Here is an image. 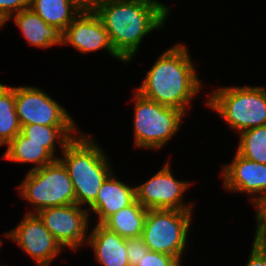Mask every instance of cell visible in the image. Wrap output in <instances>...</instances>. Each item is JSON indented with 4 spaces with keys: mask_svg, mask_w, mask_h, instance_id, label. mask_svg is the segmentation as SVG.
<instances>
[{
    "mask_svg": "<svg viewBox=\"0 0 266 266\" xmlns=\"http://www.w3.org/2000/svg\"><path fill=\"white\" fill-rule=\"evenodd\" d=\"M188 50L186 44L176 43L164 51L136 91L149 100L186 114L203 83Z\"/></svg>",
    "mask_w": 266,
    "mask_h": 266,
    "instance_id": "6da1fadb",
    "label": "cell"
},
{
    "mask_svg": "<svg viewBox=\"0 0 266 266\" xmlns=\"http://www.w3.org/2000/svg\"><path fill=\"white\" fill-rule=\"evenodd\" d=\"M94 12L101 19L114 51L132 62L145 36L164 28L169 13L154 0H106Z\"/></svg>",
    "mask_w": 266,
    "mask_h": 266,
    "instance_id": "7a4b0ae2",
    "label": "cell"
},
{
    "mask_svg": "<svg viewBox=\"0 0 266 266\" xmlns=\"http://www.w3.org/2000/svg\"><path fill=\"white\" fill-rule=\"evenodd\" d=\"M104 151L92 135L82 131L60 153L80 207L89 208L95 202L104 180L114 172Z\"/></svg>",
    "mask_w": 266,
    "mask_h": 266,
    "instance_id": "3957f363",
    "label": "cell"
},
{
    "mask_svg": "<svg viewBox=\"0 0 266 266\" xmlns=\"http://www.w3.org/2000/svg\"><path fill=\"white\" fill-rule=\"evenodd\" d=\"M205 105L237 133L266 125V88L263 86L218 87L210 93Z\"/></svg>",
    "mask_w": 266,
    "mask_h": 266,
    "instance_id": "277c9868",
    "label": "cell"
},
{
    "mask_svg": "<svg viewBox=\"0 0 266 266\" xmlns=\"http://www.w3.org/2000/svg\"><path fill=\"white\" fill-rule=\"evenodd\" d=\"M134 102V147L158 150L176 136L186 116L184 112L149 100L136 90Z\"/></svg>",
    "mask_w": 266,
    "mask_h": 266,
    "instance_id": "5b68a950",
    "label": "cell"
},
{
    "mask_svg": "<svg viewBox=\"0 0 266 266\" xmlns=\"http://www.w3.org/2000/svg\"><path fill=\"white\" fill-rule=\"evenodd\" d=\"M17 189L22 200L33 206V210L27 213H37L47 207L76 204L72 180L59 159L40 169L28 171Z\"/></svg>",
    "mask_w": 266,
    "mask_h": 266,
    "instance_id": "8992f818",
    "label": "cell"
},
{
    "mask_svg": "<svg viewBox=\"0 0 266 266\" xmlns=\"http://www.w3.org/2000/svg\"><path fill=\"white\" fill-rule=\"evenodd\" d=\"M193 211L148 209L142 239L150 251L176 257L182 263Z\"/></svg>",
    "mask_w": 266,
    "mask_h": 266,
    "instance_id": "52a82bcc",
    "label": "cell"
},
{
    "mask_svg": "<svg viewBox=\"0 0 266 266\" xmlns=\"http://www.w3.org/2000/svg\"><path fill=\"white\" fill-rule=\"evenodd\" d=\"M15 105L20 126H78L54 98L39 87L15 86Z\"/></svg>",
    "mask_w": 266,
    "mask_h": 266,
    "instance_id": "ba28073f",
    "label": "cell"
},
{
    "mask_svg": "<svg viewBox=\"0 0 266 266\" xmlns=\"http://www.w3.org/2000/svg\"><path fill=\"white\" fill-rule=\"evenodd\" d=\"M168 161L150 179L135 186L136 200L146 209L193 211V202L183 200L191 181L176 179Z\"/></svg>",
    "mask_w": 266,
    "mask_h": 266,
    "instance_id": "9c48e42d",
    "label": "cell"
},
{
    "mask_svg": "<svg viewBox=\"0 0 266 266\" xmlns=\"http://www.w3.org/2000/svg\"><path fill=\"white\" fill-rule=\"evenodd\" d=\"M36 214L62 248L77 251L87 244L89 235L87 231L91 218L87 208L69 204L47 207Z\"/></svg>",
    "mask_w": 266,
    "mask_h": 266,
    "instance_id": "30bf717a",
    "label": "cell"
},
{
    "mask_svg": "<svg viewBox=\"0 0 266 266\" xmlns=\"http://www.w3.org/2000/svg\"><path fill=\"white\" fill-rule=\"evenodd\" d=\"M20 223L11 231L3 234L17 243L37 266H49L62 252V246L44 226L36 213H25Z\"/></svg>",
    "mask_w": 266,
    "mask_h": 266,
    "instance_id": "8fae6325",
    "label": "cell"
},
{
    "mask_svg": "<svg viewBox=\"0 0 266 266\" xmlns=\"http://www.w3.org/2000/svg\"><path fill=\"white\" fill-rule=\"evenodd\" d=\"M62 45H69L80 53L104 50L111 57L127 64L113 49L101 19L94 10H82L62 34Z\"/></svg>",
    "mask_w": 266,
    "mask_h": 266,
    "instance_id": "7c38bea8",
    "label": "cell"
},
{
    "mask_svg": "<svg viewBox=\"0 0 266 266\" xmlns=\"http://www.w3.org/2000/svg\"><path fill=\"white\" fill-rule=\"evenodd\" d=\"M221 175L225 190L252 196L249 202L266 194V164L251 161L236 152L232 162L222 166Z\"/></svg>",
    "mask_w": 266,
    "mask_h": 266,
    "instance_id": "4fadbf2b",
    "label": "cell"
},
{
    "mask_svg": "<svg viewBox=\"0 0 266 266\" xmlns=\"http://www.w3.org/2000/svg\"><path fill=\"white\" fill-rule=\"evenodd\" d=\"M136 201L135 186L125 184L118 179L115 173H111L99 189L95 202L89 207V215L92 213L97 218V223L102 224L109 216L120 209L128 207Z\"/></svg>",
    "mask_w": 266,
    "mask_h": 266,
    "instance_id": "5bb4252c",
    "label": "cell"
},
{
    "mask_svg": "<svg viewBox=\"0 0 266 266\" xmlns=\"http://www.w3.org/2000/svg\"><path fill=\"white\" fill-rule=\"evenodd\" d=\"M89 231L86 245L94 252V261L100 266H130L126 238L98 223Z\"/></svg>",
    "mask_w": 266,
    "mask_h": 266,
    "instance_id": "9a60e30c",
    "label": "cell"
},
{
    "mask_svg": "<svg viewBox=\"0 0 266 266\" xmlns=\"http://www.w3.org/2000/svg\"><path fill=\"white\" fill-rule=\"evenodd\" d=\"M12 18L29 45L44 49L62 45L63 33L55 26L47 24L30 7L12 15L7 21Z\"/></svg>",
    "mask_w": 266,
    "mask_h": 266,
    "instance_id": "2e32d148",
    "label": "cell"
},
{
    "mask_svg": "<svg viewBox=\"0 0 266 266\" xmlns=\"http://www.w3.org/2000/svg\"><path fill=\"white\" fill-rule=\"evenodd\" d=\"M77 126H47L42 124L24 125L21 133L31 142L42 143L44 148L57 160L56 148L61 153L65 147L79 134ZM57 142V143H56ZM58 144V146H56Z\"/></svg>",
    "mask_w": 266,
    "mask_h": 266,
    "instance_id": "e0dca14e",
    "label": "cell"
},
{
    "mask_svg": "<svg viewBox=\"0 0 266 266\" xmlns=\"http://www.w3.org/2000/svg\"><path fill=\"white\" fill-rule=\"evenodd\" d=\"M3 158L9 162L34 164V171L53 163L56 159L44 148V144L31 142L21 132L7 145Z\"/></svg>",
    "mask_w": 266,
    "mask_h": 266,
    "instance_id": "ac0fdd59",
    "label": "cell"
},
{
    "mask_svg": "<svg viewBox=\"0 0 266 266\" xmlns=\"http://www.w3.org/2000/svg\"><path fill=\"white\" fill-rule=\"evenodd\" d=\"M29 7L62 33L83 10L75 0H30Z\"/></svg>",
    "mask_w": 266,
    "mask_h": 266,
    "instance_id": "d6986e66",
    "label": "cell"
},
{
    "mask_svg": "<svg viewBox=\"0 0 266 266\" xmlns=\"http://www.w3.org/2000/svg\"><path fill=\"white\" fill-rule=\"evenodd\" d=\"M147 210L136 200L128 207L122 208L109 216L102 225L126 239L140 237Z\"/></svg>",
    "mask_w": 266,
    "mask_h": 266,
    "instance_id": "ffe728a7",
    "label": "cell"
},
{
    "mask_svg": "<svg viewBox=\"0 0 266 266\" xmlns=\"http://www.w3.org/2000/svg\"><path fill=\"white\" fill-rule=\"evenodd\" d=\"M21 132L15 105V86L0 83V146H7Z\"/></svg>",
    "mask_w": 266,
    "mask_h": 266,
    "instance_id": "44dd1931",
    "label": "cell"
},
{
    "mask_svg": "<svg viewBox=\"0 0 266 266\" xmlns=\"http://www.w3.org/2000/svg\"><path fill=\"white\" fill-rule=\"evenodd\" d=\"M238 135L236 152L246 159L266 164V125L244 130Z\"/></svg>",
    "mask_w": 266,
    "mask_h": 266,
    "instance_id": "7402d4cb",
    "label": "cell"
},
{
    "mask_svg": "<svg viewBox=\"0 0 266 266\" xmlns=\"http://www.w3.org/2000/svg\"><path fill=\"white\" fill-rule=\"evenodd\" d=\"M251 204L256 208L257 223L252 244L266 246V194L254 199Z\"/></svg>",
    "mask_w": 266,
    "mask_h": 266,
    "instance_id": "603a6c76",
    "label": "cell"
},
{
    "mask_svg": "<svg viewBox=\"0 0 266 266\" xmlns=\"http://www.w3.org/2000/svg\"><path fill=\"white\" fill-rule=\"evenodd\" d=\"M126 251L129 265L137 266L149 251V247L145 244L141 236L128 238L126 240Z\"/></svg>",
    "mask_w": 266,
    "mask_h": 266,
    "instance_id": "cb8c5ba5",
    "label": "cell"
},
{
    "mask_svg": "<svg viewBox=\"0 0 266 266\" xmlns=\"http://www.w3.org/2000/svg\"><path fill=\"white\" fill-rule=\"evenodd\" d=\"M180 263L176 257L149 250L137 266H178Z\"/></svg>",
    "mask_w": 266,
    "mask_h": 266,
    "instance_id": "d4e9b609",
    "label": "cell"
},
{
    "mask_svg": "<svg viewBox=\"0 0 266 266\" xmlns=\"http://www.w3.org/2000/svg\"><path fill=\"white\" fill-rule=\"evenodd\" d=\"M30 0H0V19L7 24V20L17 12L27 9Z\"/></svg>",
    "mask_w": 266,
    "mask_h": 266,
    "instance_id": "484cf974",
    "label": "cell"
},
{
    "mask_svg": "<svg viewBox=\"0 0 266 266\" xmlns=\"http://www.w3.org/2000/svg\"><path fill=\"white\" fill-rule=\"evenodd\" d=\"M251 251L244 266H266V246L252 244Z\"/></svg>",
    "mask_w": 266,
    "mask_h": 266,
    "instance_id": "4316f807",
    "label": "cell"
},
{
    "mask_svg": "<svg viewBox=\"0 0 266 266\" xmlns=\"http://www.w3.org/2000/svg\"><path fill=\"white\" fill-rule=\"evenodd\" d=\"M106 0H75V2L83 10H94L98 5L105 2Z\"/></svg>",
    "mask_w": 266,
    "mask_h": 266,
    "instance_id": "83f0119b",
    "label": "cell"
},
{
    "mask_svg": "<svg viewBox=\"0 0 266 266\" xmlns=\"http://www.w3.org/2000/svg\"><path fill=\"white\" fill-rule=\"evenodd\" d=\"M155 2H158L169 14L171 13V7L169 5H166V3H162L159 0H154Z\"/></svg>",
    "mask_w": 266,
    "mask_h": 266,
    "instance_id": "f1b7e54d",
    "label": "cell"
},
{
    "mask_svg": "<svg viewBox=\"0 0 266 266\" xmlns=\"http://www.w3.org/2000/svg\"><path fill=\"white\" fill-rule=\"evenodd\" d=\"M3 27H5V24H4V22L0 19V29L3 28Z\"/></svg>",
    "mask_w": 266,
    "mask_h": 266,
    "instance_id": "f546056e",
    "label": "cell"
},
{
    "mask_svg": "<svg viewBox=\"0 0 266 266\" xmlns=\"http://www.w3.org/2000/svg\"><path fill=\"white\" fill-rule=\"evenodd\" d=\"M3 242H4V241H2V240L0 239V248H1V246H3Z\"/></svg>",
    "mask_w": 266,
    "mask_h": 266,
    "instance_id": "4dcf8cb0",
    "label": "cell"
}]
</instances>
